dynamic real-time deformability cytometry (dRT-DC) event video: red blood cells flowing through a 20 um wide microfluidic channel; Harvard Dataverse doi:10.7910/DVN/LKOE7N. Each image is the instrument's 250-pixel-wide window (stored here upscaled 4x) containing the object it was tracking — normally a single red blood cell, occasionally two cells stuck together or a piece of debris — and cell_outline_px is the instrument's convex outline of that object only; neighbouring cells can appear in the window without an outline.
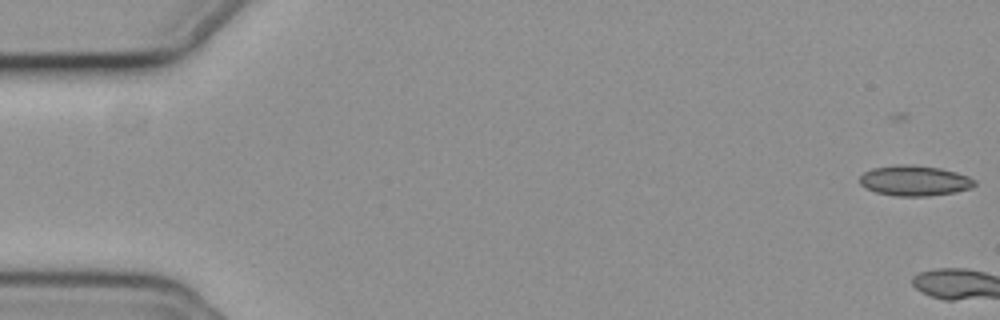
{"species": "common noctule bat (a hibernating species)", "species_latin": "Nyctalus noctula", "temperature_condition": "cold", "stored_images_in_passage": 6, "camera_frame_rate_fps": 3000, "um_per_image_px": 0.085, "animal": {"sex": "female", "body_mass_g": 19.3, "forearm_length_mm": 54.1}, "frame": {"image": 1, "passage_image": 1, "time_ms": 0.0, "image_size_px": [1000, 320], "cell_outline_px": [[976, 184], [972, 188], [956, 192], [928, 196], [896, 196], [876, 192], [864, 188], [860, 184], [860, 176], [864, 172], [872, 168], [896, 164], [912, 164], [940, 168], [956, 172], [968, 176], [976, 180]], "centroid_in_image_um": [77.74, 15.35], "position_along_channel_um": 7.3, "area_um2": 20.58}}